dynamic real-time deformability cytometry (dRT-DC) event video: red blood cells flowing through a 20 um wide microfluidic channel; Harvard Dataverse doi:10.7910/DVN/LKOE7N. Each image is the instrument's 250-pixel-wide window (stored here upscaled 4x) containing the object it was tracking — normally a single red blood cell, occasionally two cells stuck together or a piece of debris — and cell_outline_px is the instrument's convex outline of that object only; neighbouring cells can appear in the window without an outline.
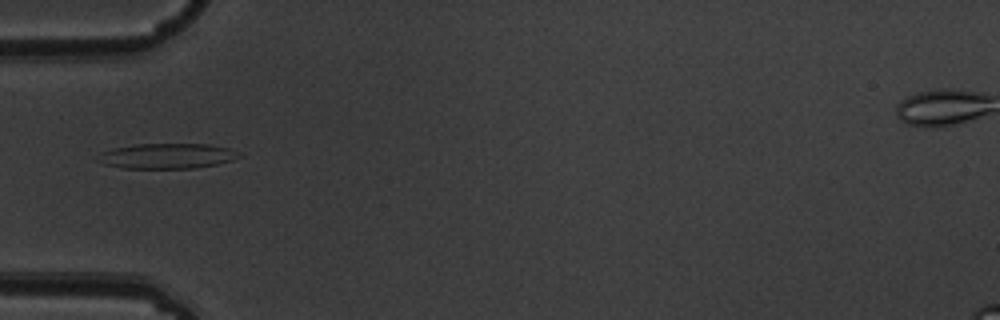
{"species": "common noctule bat (a hibernating species)", "species_latin": "Nyctalus noctula", "temperature_condition": "warm", "stored_images_in_passage": 6, "camera_frame_rate_fps": 3000, "um_per_image_px": 0.085, "animal": {"sex": "male", "body_mass_g": 19.5, "forearm_length_mm": 54.6}, "frame": {"image": 1, "passage_image": 6, "time_ms": 1.667, "image_size_px": [1000, 320], "cell_outline_px": [[240, 156], [232, 160], [216, 164], [196, 168], [120, 168], [104, 164], [100, 152], [112, 148], [136, 144], [208, 144], [228, 148], [236, 152]], "centroid_in_image_um": [14.2, 13.26], "position_along_channel_um": 70.8, "area_um2": 20.4}}